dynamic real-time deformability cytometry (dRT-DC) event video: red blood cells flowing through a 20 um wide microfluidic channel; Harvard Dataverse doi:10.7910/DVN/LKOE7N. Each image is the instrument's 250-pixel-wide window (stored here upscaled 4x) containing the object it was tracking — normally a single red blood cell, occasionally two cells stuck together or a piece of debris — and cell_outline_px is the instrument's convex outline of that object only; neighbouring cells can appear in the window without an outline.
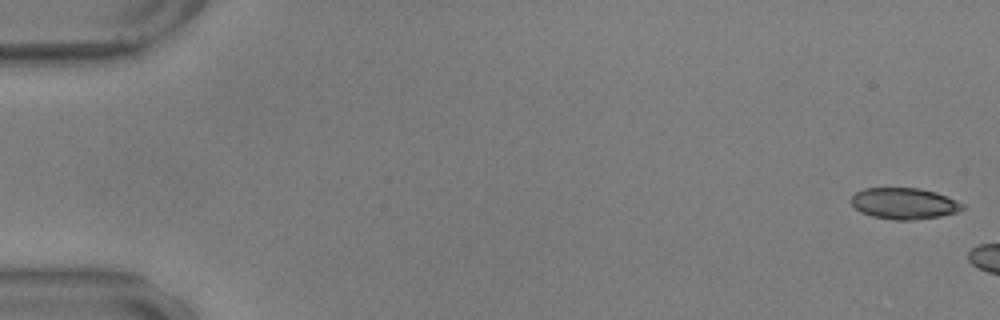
{"species": "common noctule bat (a hibernating species)", "species_latin": "Nyctalus noctula", "temperature_condition": "warm", "stored_images_in_passage": 6, "camera_frame_rate_fps": 3000, "um_per_image_px": 0.085, "animal": {"sex": "male", "body_mass_g": 17.9, "forearm_length_mm": 54.2}, "frame": {"image": 1, "passage_image": 1, "time_ms": 0.0, "image_size_px": [1000, 320], "cell_outline_px": [[968, 208], [960, 212], [940, 216], [912, 220], [892, 220], [872, 216], [860, 212], [852, 204], [852, 196], [856, 192], [864, 188], [920, 188], [936, 192], [948, 196], [964, 204]], "centroid_in_image_um": [76.91, 17.3], "position_along_channel_um": 8.1, "area_um2": 20.52}}